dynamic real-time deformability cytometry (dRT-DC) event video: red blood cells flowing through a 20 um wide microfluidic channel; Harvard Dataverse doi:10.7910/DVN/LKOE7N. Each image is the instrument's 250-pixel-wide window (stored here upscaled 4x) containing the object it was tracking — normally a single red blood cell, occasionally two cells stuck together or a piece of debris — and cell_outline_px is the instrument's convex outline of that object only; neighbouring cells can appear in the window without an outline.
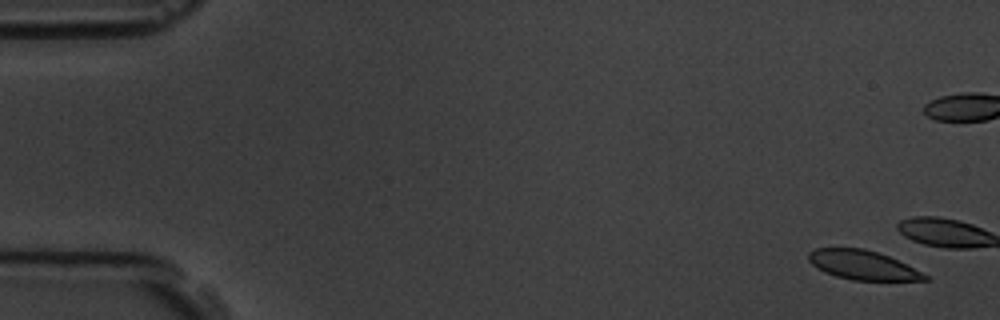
{"species": "common noctule bat (a hibernating species)", "species_latin": "Nyctalus noctula", "temperature_condition": "room temperature", "stored_images_in_passage": 5, "camera_frame_rate_fps": 3000, "um_per_image_px": 0.085, "animal": {"sex": "male", "body_mass_g": 19.5, "forearm_length_mm": 54.6}, "frame": {"image": 1, "passage_image": 1, "time_ms": 0.0, "image_size_px": [1000, 320], "cell_outline_px": [[928, 280], [852, 280], [836, 276], [824, 272], [816, 268], [808, 260], [808, 252], [816, 248], [864, 248], [888, 256], [928, 276]], "centroid_in_image_um": [73.24, 22.52], "position_along_channel_um": 11.8, "area_um2": 19.48}}